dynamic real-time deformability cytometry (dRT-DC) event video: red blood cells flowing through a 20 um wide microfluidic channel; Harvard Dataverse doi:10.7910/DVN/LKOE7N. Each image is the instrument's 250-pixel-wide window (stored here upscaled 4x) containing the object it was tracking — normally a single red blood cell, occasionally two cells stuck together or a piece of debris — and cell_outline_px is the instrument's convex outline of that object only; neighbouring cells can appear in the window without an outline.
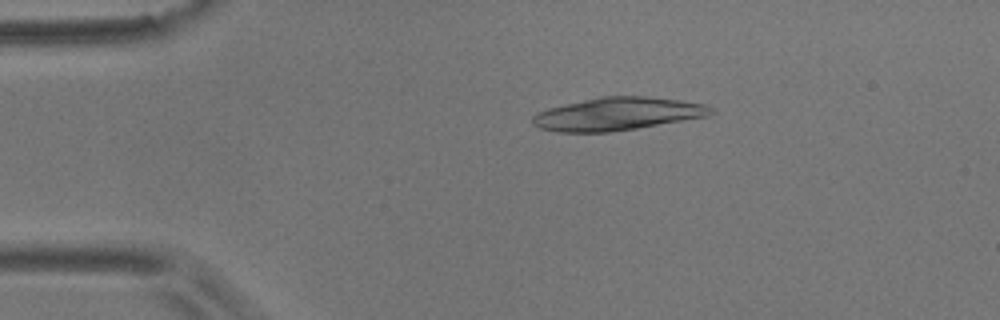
{"species": "common noctule bat (a hibernating species)", "species_latin": "Nyctalus noctula", "temperature_condition": "room temperature", "stored_images_in_passage": 9, "camera_frame_rate_fps": 3000, "um_per_image_px": 0.085, "animal": {"sex": "male", "body_mass_g": 17.9}, "frame": {"image": 1, "passage_image": 3, "time_ms": 0.667, "image_size_px": [1000, 320], "cell_outline_px": [[716, 112], [708, 116], [636, 128], [608, 132], [556, 132], [540, 128], [532, 124], [532, 116], [536, 112], [548, 108], [600, 96], [648, 96], [680, 100], [708, 104]], "centroid_in_image_um": [52.49, 9.67], "position_along_channel_um": 32.5, "area_um2": 34.28}}